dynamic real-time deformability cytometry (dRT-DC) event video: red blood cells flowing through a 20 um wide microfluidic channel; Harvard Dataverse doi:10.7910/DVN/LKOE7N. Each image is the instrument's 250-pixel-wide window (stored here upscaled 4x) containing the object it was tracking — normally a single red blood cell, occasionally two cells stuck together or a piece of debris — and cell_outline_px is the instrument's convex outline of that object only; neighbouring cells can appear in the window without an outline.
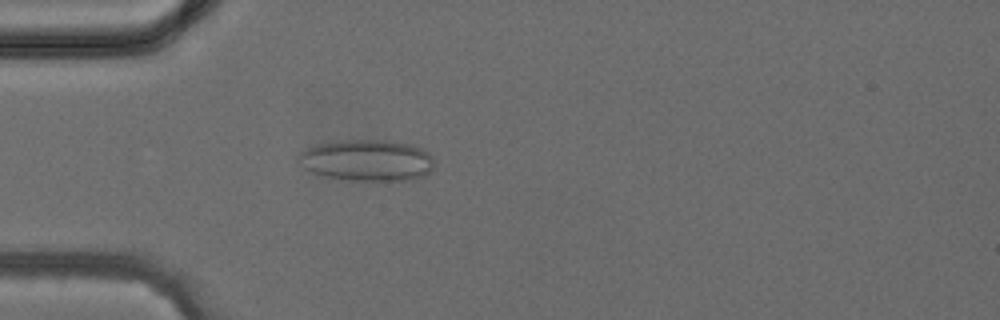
{"species": "common noctule bat (a hibernating species)", "species_latin": "Nyctalus noctula", "temperature_condition": "cold", "stored_images_in_passage": 39, "camera_frame_rate_fps": 3000, "um_per_image_px": 0.085, "animal": {"sex": "female", "body_mass_g": 24.6, "forearm_length_mm": 56.2}, "frame": {"image": 1, "passage_image": 10, "time_ms": 3.0, "image_size_px": [1000, 320], "cell_outline_px": [[432, 168], [424, 176], [412, 180], [348, 180], [324, 176], [312, 172], [304, 168], [296, 160], [296, 156], [300, 152], [316, 144], [344, 140], [384, 140], [412, 144], [428, 152], [432, 156]], "centroid_in_image_um": [31.17, 13.62], "position_along_channel_um": 53.8, "area_um2": 32.83}}
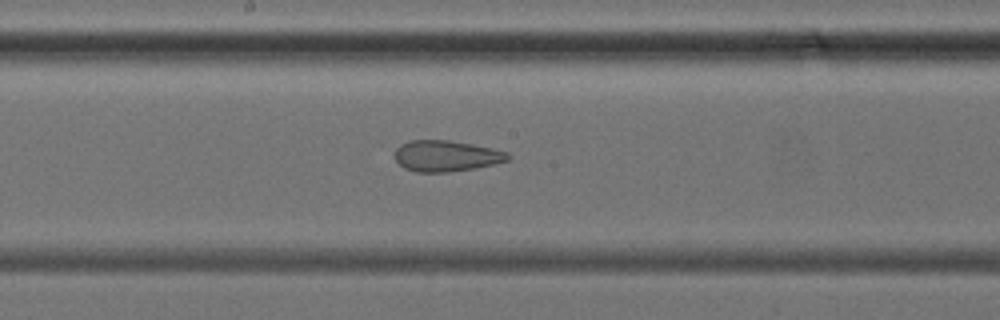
{"frame": {"image": 2, "passage_image": 20, "time_ms": 6.333, "image_size_px": [1000, 320], "cell_outline_px": [[512, 156], [508, 160], [492, 164], [472, 168], [448, 172], [416, 172], [404, 168], [396, 160], [396, 148], [400, 144], [408, 140], [448, 140], [472, 144], [492, 148], [508, 152]], "centroid_in_image_um": [37.92, 13.24], "position_along_channel_um": 210.3, "area_um2": 20.35}}
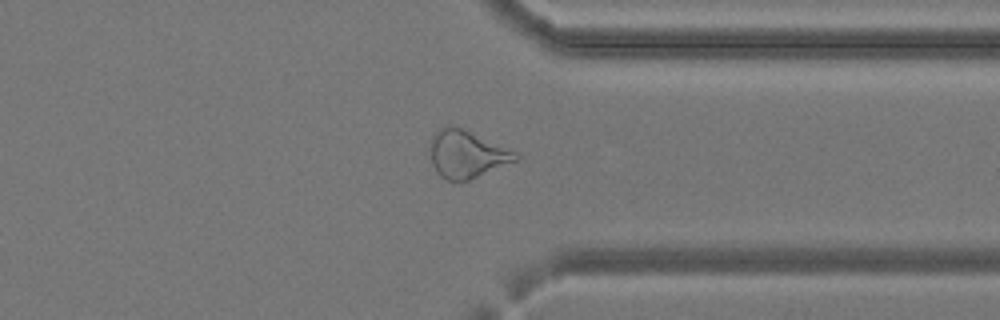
{"frame": {"image": 3, "passage_image": 30, "time_ms": 9.667, "image_size_px": [1000, 320], "cell_outline_px": [[520, 156], [516, 160], [468, 180], [448, 180], [440, 176], [436, 172], [432, 164], [432, 136], [440, 128], [460, 128], [516, 152]], "centroid_in_image_um": [39.66, 13.14], "position_along_channel_um": 371.7, "area_um2": 22.48}}